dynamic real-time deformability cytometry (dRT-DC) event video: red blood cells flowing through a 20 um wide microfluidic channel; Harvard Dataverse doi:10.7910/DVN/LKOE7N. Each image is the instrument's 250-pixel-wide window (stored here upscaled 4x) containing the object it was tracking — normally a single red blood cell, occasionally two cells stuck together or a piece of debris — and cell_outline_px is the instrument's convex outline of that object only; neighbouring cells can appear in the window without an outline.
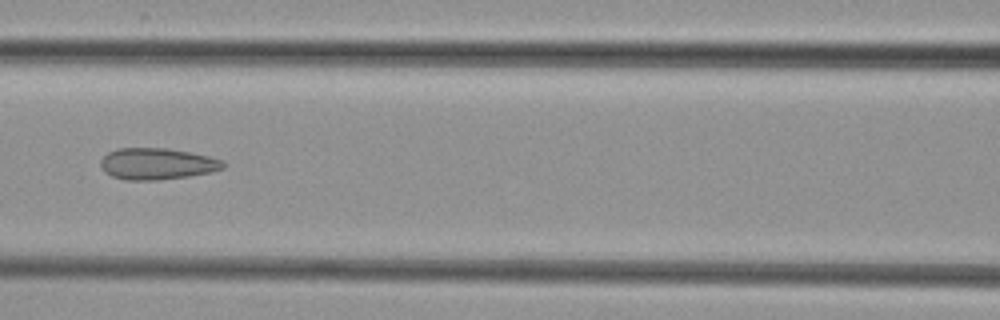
{"species": "common noctule bat (a hibernating species)", "species_latin": "Nyctalus noctula", "temperature_condition": "cold", "stored_images_in_passage": 5, "camera_frame_rate_fps": 3000, "um_per_image_px": 0.085, "animal": {"sex": "female", "body_mass_g": 29.2, "forearm_length_mm": 56.3}, "frame": {"image": 1, "passage_image": 5, "time_ms": 4.667, "image_size_px": [1000, 320], "cell_outline_px": [[224, 168], [212, 172], [188, 176], [160, 180], [124, 180], [112, 176], [104, 172], [100, 164], [100, 160], [108, 152], [120, 148], [168, 148], [208, 156], [224, 160]], "centroid_in_image_um": [13.34, 13.93], "position_along_channel_um": 153.3, "area_um2": 22.54}}